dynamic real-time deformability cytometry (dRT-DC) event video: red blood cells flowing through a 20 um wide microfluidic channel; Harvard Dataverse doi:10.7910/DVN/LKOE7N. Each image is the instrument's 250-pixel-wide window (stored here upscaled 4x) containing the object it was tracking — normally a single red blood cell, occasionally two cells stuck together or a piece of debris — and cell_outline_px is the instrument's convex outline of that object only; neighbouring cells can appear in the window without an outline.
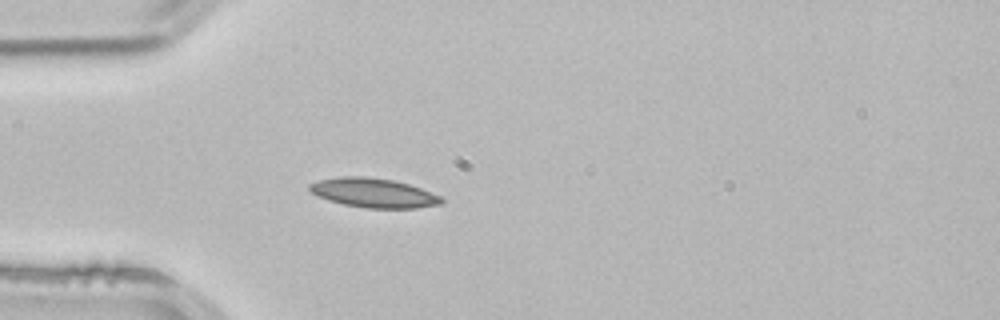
{"species": "common noctule bat (a hibernating species)", "species_latin": "Nyctalus noctula", "temperature_condition": "room temperature", "stored_images_in_passage": 2, "camera_frame_rate_fps": 3000, "um_per_image_px": 0.085, "animal": {"sex": "male", "body_mass_g": 21.5, "forearm_length_mm": 52.0}, "frame": {"image": 1, "passage_image": 2, "time_ms": 0.333, "image_size_px": [1000, 320], "cell_outline_px": [[444, 204], [416, 208], [364, 208], [344, 204], [328, 200], [316, 196], [308, 188], [308, 184], [320, 180], [336, 176], [364, 176], [396, 180], [444, 196]], "centroid_in_image_um": [31.79, 16.39], "position_along_channel_um": 53.2, "area_um2": 22.89}}